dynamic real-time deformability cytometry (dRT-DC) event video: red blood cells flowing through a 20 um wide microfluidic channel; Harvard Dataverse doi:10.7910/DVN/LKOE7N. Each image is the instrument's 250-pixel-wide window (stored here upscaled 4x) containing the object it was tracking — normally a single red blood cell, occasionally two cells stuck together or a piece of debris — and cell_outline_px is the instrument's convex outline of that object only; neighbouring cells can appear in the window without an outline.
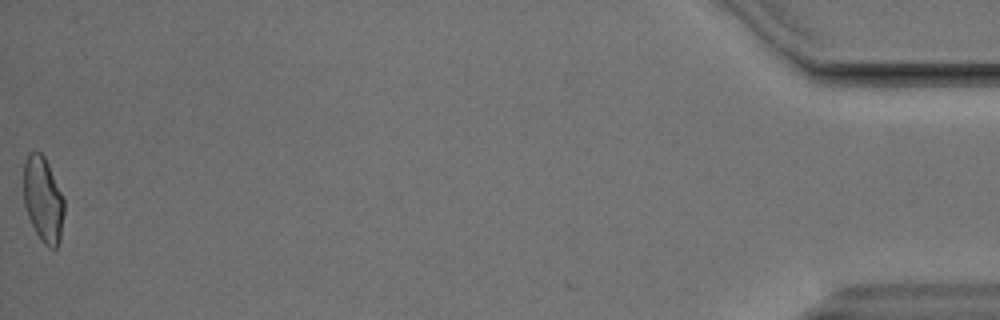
{"species": "Egyptian fruit bat (a non-hibernating species)", "species_latin": "Rousettus aegyptiacus", "temperature_condition": "cold", "stored_images_in_passage": 53, "camera_frame_rate_fps": 3000, "um_per_image_px": 0.085, "animal": {"sex": "male"}, "frame": {"image": 1, "passage_image": 53, "time_ms": 17.333, "image_size_px": [1000, 320], "cell_outline_px": [[64, 212], [60, 240], [56, 248], [52, 248], [44, 244], [40, 240], [28, 216], [24, 204], [24, 160], [28, 152], [40, 152], [44, 156], [48, 164], [64, 200]], "centroid_in_image_um": [3.66, 16.96], "position_along_channel_um": 431.5, "area_um2": 20.0}}